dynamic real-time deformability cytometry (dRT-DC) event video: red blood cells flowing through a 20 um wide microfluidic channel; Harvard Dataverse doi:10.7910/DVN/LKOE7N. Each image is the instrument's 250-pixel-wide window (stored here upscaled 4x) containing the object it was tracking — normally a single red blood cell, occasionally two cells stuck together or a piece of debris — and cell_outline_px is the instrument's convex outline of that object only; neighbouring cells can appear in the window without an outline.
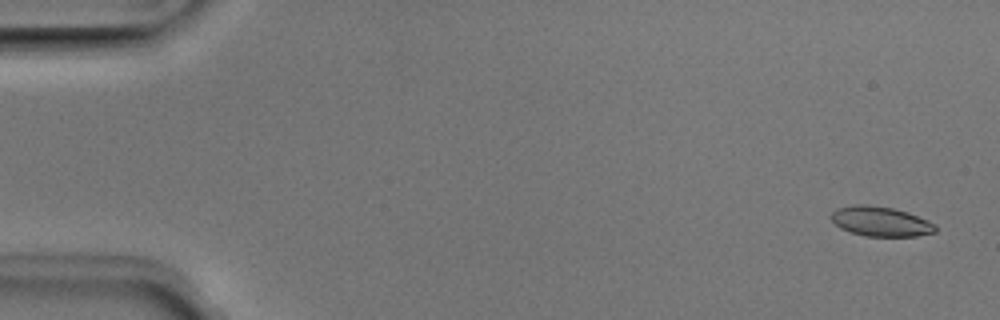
{"species": "Egyptian fruit bat (a non-hibernating species)", "species_latin": "Rousettus aegyptiacus", "temperature_condition": "room temperature", "stored_images_in_passage": 51, "camera_frame_rate_fps": 3000, "um_per_image_px": 0.085, "animal": {"sex": "male"}, "frame": {"image": 1, "passage_image": 2, "time_ms": 0.333, "image_size_px": [1000, 320], "cell_outline_px": [[936, 232], [916, 236], [864, 236], [840, 228], [828, 216], [836, 208], [856, 204], [868, 204], [892, 208], [908, 212], [928, 220], [936, 224]], "centroid_in_image_um": [74.85, 18.81], "position_along_channel_um": 10.2, "area_um2": 18.21}}
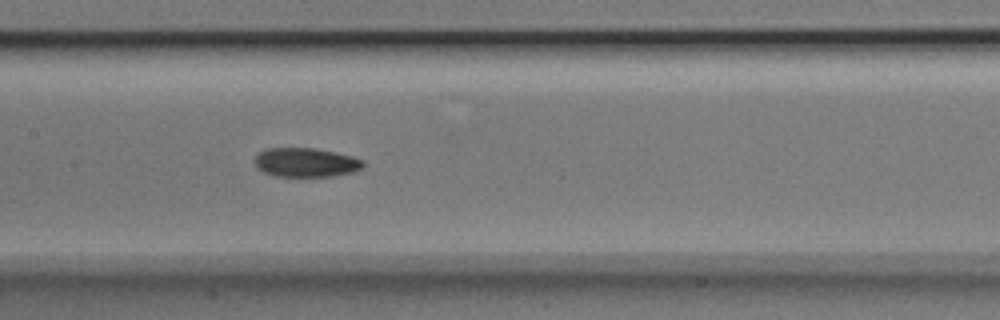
{"frame": {"image": 2, "passage_image": 25, "time_ms": 8.0, "image_size_px": [1000, 320], "cell_outline_px": [[364, 164], [356, 172], [332, 176], [276, 176], [264, 172], [256, 168], [252, 160], [260, 152], [268, 148], [312, 148], [336, 152], [352, 156], [364, 160]], "centroid_in_image_um": [25.99, 13.81], "position_along_channel_um": 181.4, "area_um2": 18.5}}
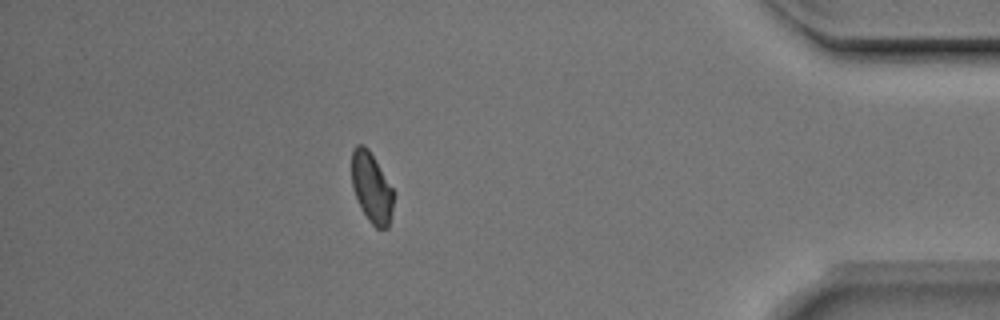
{"frame": {"image": 3, "passage_image": 45, "time_ms": 14.667, "image_size_px": [1000, 320], "cell_outline_px": [[392, 212], [388, 228], [376, 228], [368, 220], [360, 208], [352, 188], [352, 148], [356, 144], [364, 144], [368, 148], [392, 188]], "centroid_in_image_um": [31.55, 15.94], "position_along_channel_um": 403.7, "area_um2": 16.99}, "authors_computed_cell_mechanics": {"area_um2": 18.2648, "velocity_mm_per_s": 3.9798, "shape_relaxation_time_tau1_ms": 5.9362, "shape_relaxation_time_tau2_ms": 4.8014, "deformation_change_tau1": 0.1211, "deformation_change_tau2": 0.0907}}